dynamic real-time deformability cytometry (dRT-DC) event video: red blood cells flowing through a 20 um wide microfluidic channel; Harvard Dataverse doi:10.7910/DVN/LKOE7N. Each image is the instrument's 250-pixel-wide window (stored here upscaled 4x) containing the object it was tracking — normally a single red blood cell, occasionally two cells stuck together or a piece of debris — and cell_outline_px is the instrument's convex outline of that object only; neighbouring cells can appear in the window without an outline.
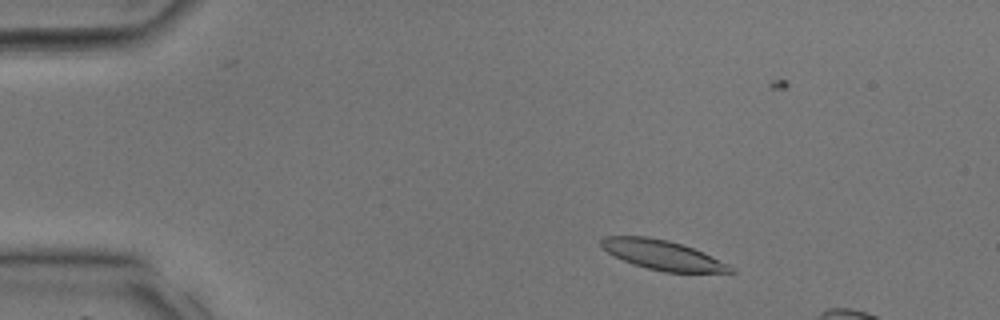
{"species": "common noctule bat (a hibernating species)", "species_latin": "Nyctalus noctula", "temperature_condition": "room temperature", "stored_images_in_passage": 9, "camera_frame_rate_fps": 3000, "um_per_image_px": 0.085, "animal": {"sex": "male", "body_mass_g": 17.9, "forearm_length_mm": 54.2}, "frame": {"image": 1, "passage_image": 3, "time_ms": 0.667, "image_size_px": [1000, 320], "cell_outline_px": [[736, 272], [664, 272], [632, 264], [608, 252], [600, 244], [600, 240], [604, 236], [648, 236], [668, 240], [692, 248], [728, 264], [736, 268]], "centroid_in_image_um": [56.31, 21.67], "position_along_channel_um": 28.7, "area_um2": 21.96}}